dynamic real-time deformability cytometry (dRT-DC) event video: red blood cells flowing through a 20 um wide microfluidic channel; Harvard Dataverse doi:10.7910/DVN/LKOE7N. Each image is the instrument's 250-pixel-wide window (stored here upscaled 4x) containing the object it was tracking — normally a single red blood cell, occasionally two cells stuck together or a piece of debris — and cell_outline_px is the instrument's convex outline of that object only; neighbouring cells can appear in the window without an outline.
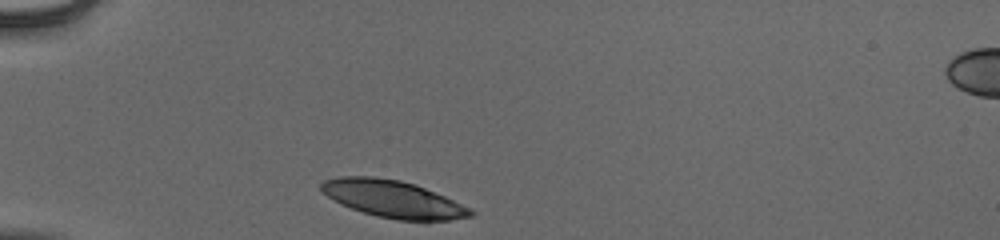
{"species": "human", "species_latin": "Homo sapiens", "temperature_condition": "cold", "stored_images_in_passage": 30, "camera_frame_rate_fps": 3000, "um_per_image_px": 0.085, "donor": {"sex": "male"}, "frame": {"image": 1, "passage_image": 1, "time_ms": 0.0, "image_size_px": [1000, 240], "cell_outline_px": [[476, 216], [452, 220], [396, 220], [376, 216], [352, 208], [328, 196], [320, 188], [320, 184], [324, 180], [340, 176], [372, 176], [400, 180], [416, 184], [472, 208], [476, 212]], "centroid_in_image_um": [33.48, 16.91], "position_along_channel_um": 51.5, "area_um2": 32.25}}
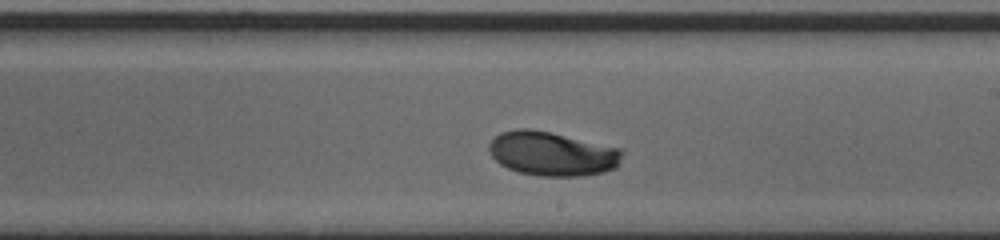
{"frame": {"image": 2, "passage_image": 18, "time_ms": 5.667, "image_size_px": [1000, 240], "cell_outline_px": [[624, 152], [616, 168], [604, 172], [584, 176], [540, 176], [520, 172], [508, 168], [500, 164], [492, 156], [488, 148], [488, 144], [500, 132], [516, 128], [528, 128], [552, 132], [620, 148]], "centroid_in_image_um": [46.94, 13.06], "position_along_channel_um": 242.1, "area_um2": 34.45}}
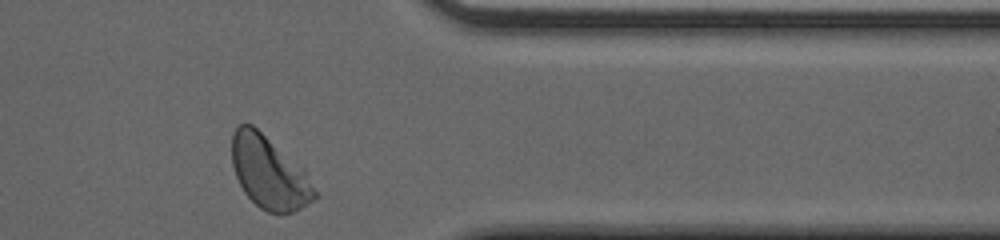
{"frame": {"image": 3, "passage_image": 30, "time_ms": 9.667, "image_size_px": [1000, 240], "cell_outline_px": [[320, 196], [316, 200], [292, 212], [268, 212], [260, 208], [244, 192], [236, 176], [232, 164], [232, 132], [240, 124], [252, 124], [304, 168]], "centroid_in_image_um": [22.91, 14.67], "position_along_channel_um": 388.5, "area_um2": 34.97}, "authors_computed_cell_mechanics": {"area_um2": 33.524, "velocity_mm_per_s": 3.8453, "shape_relaxation_time_tau1_ms": 4.0386, "shape_relaxation_time_tau2_ms": null, "deformation_change_tau1": 0.179, "deformation_change_tau2": null}}